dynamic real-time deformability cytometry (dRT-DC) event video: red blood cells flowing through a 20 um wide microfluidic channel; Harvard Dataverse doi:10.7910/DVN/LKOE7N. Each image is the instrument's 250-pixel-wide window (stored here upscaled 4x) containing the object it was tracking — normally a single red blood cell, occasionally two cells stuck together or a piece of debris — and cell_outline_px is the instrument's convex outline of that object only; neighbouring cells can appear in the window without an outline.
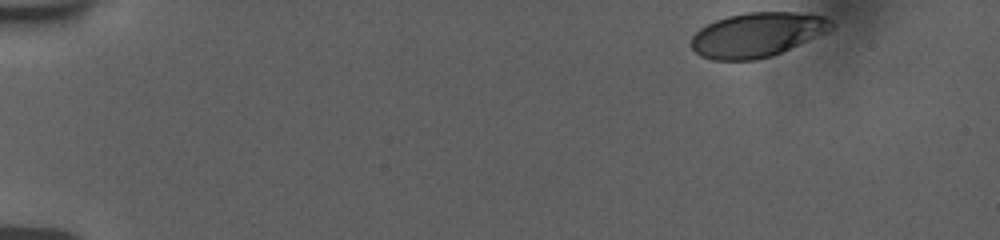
{"species": "human", "species_latin": "Homo sapiens", "temperature_condition": "room temperature", "stored_images_in_passage": 10, "camera_frame_rate_fps": 3000, "um_per_image_px": 0.085, "donor": {"sex": "female"}, "frame": {"image": 1, "passage_image": 1, "time_ms": 0.0, "image_size_px": [1000, 240], "cell_outline_px": [[836, 24], [828, 32], [772, 56], [756, 60], [712, 60], [700, 56], [688, 44], [692, 36], [700, 28], [716, 20], [728, 16], [744, 12], [808, 12], [824, 16], [832, 20]], "centroid_in_image_um": [64.38, 2.94], "position_along_channel_um": 20.6, "area_um2": 36.76}}
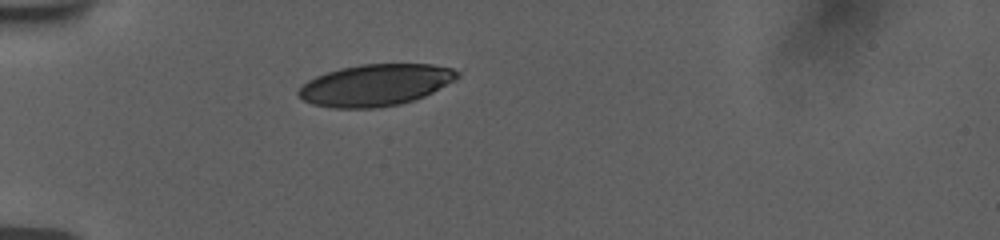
{"frame": {"image": 2, "passage_image": 7, "time_ms": 3.667, "image_size_px": [1000, 240], "cell_outline_px": [[464, 68], [460, 76], [456, 80], [424, 96], [400, 104], [376, 108], [332, 108], [312, 104], [304, 100], [296, 92], [308, 80], [316, 76], [340, 68], [360, 64], [432, 64]], "centroid_in_image_um": [32.0, 7.21], "position_along_channel_um": 53.0, "area_um2": 38.96}}
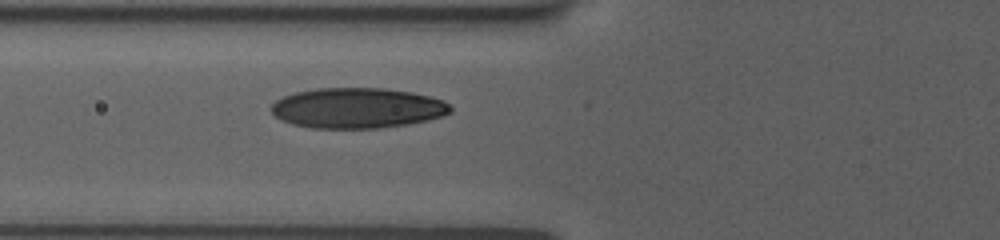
{"frame": {"image": 3, "passage_image": 10, "time_ms": 5.333, "image_size_px": [1000, 240], "cell_outline_px": [[452, 112], [428, 120], [408, 124], [380, 128], [312, 128], [292, 124], [280, 120], [268, 108], [276, 100], [284, 96], [296, 92], [316, 88], [384, 88], [412, 92], [444, 100], [452, 108]], "centroid_in_image_um": [30.35, 9.18], "position_along_channel_um": 95.4, "area_um2": 42.31}}